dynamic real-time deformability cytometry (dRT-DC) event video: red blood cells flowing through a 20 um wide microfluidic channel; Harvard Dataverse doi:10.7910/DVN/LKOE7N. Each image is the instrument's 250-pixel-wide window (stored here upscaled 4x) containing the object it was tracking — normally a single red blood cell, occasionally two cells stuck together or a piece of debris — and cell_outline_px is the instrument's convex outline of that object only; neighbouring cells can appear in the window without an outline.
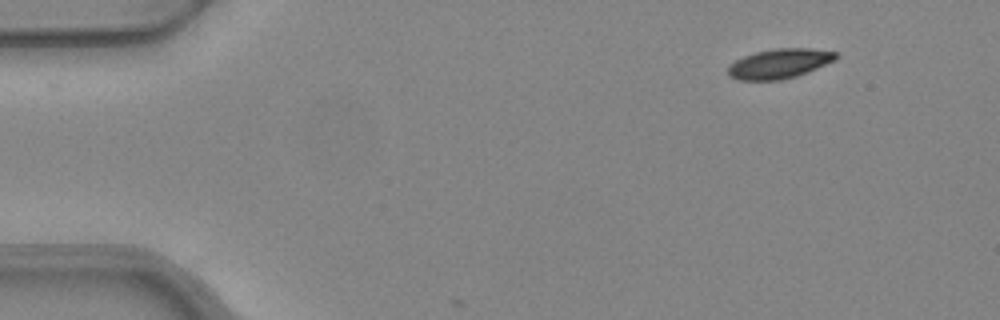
{"species": "common noctule bat (a hibernating species)", "species_latin": "Nyctalus noctula", "temperature_condition": "warm", "stored_images_in_passage": 3, "camera_frame_rate_fps": 3000, "um_per_image_px": 0.085, "animal": {"sex": "female", "body_mass_g": 24.6, "forearm_length_mm": 56.2}, "frame": {"image": 1, "passage_image": 1, "time_ms": 0.0, "image_size_px": [1000, 320], "cell_outline_px": [[840, 56], [836, 60], [808, 72], [796, 76], [780, 80], [736, 80], [728, 76], [728, 64], [744, 56], [756, 52], [776, 48], [812, 48], [836, 52]], "centroid_in_image_um": [66.25, 5.41], "position_along_channel_um": 18.7, "area_um2": 18.84}}